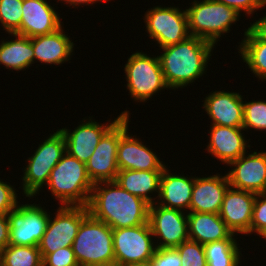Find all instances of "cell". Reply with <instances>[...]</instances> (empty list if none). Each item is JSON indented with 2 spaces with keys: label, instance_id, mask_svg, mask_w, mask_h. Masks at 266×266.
I'll return each instance as SVG.
<instances>
[{
  "label": "cell",
  "instance_id": "obj_12",
  "mask_svg": "<svg viewBox=\"0 0 266 266\" xmlns=\"http://www.w3.org/2000/svg\"><path fill=\"white\" fill-rule=\"evenodd\" d=\"M40 204H18L7 216L9 219V244L38 247L50 218Z\"/></svg>",
  "mask_w": 266,
  "mask_h": 266
},
{
  "label": "cell",
  "instance_id": "obj_32",
  "mask_svg": "<svg viewBox=\"0 0 266 266\" xmlns=\"http://www.w3.org/2000/svg\"><path fill=\"white\" fill-rule=\"evenodd\" d=\"M181 266H207L204 245L198 242L187 240L178 247Z\"/></svg>",
  "mask_w": 266,
  "mask_h": 266
},
{
  "label": "cell",
  "instance_id": "obj_27",
  "mask_svg": "<svg viewBox=\"0 0 266 266\" xmlns=\"http://www.w3.org/2000/svg\"><path fill=\"white\" fill-rule=\"evenodd\" d=\"M245 62L259 80H266V40L259 39L249 28L244 32V39L238 46Z\"/></svg>",
  "mask_w": 266,
  "mask_h": 266
},
{
  "label": "cell",
  "instance_id": "obj_22",
  "mask_svg": "<svg viewBox=\"0 0 266 266\" xmlns=\"http://www.w3.org/2000/svg\"><path fill=\"white\" fill-rule=\"evenodd\" d=\"M168 169L167 166L163 169L160 178V193L155 202L165 208L186 211L187 213L190 208L195 177L188 178L184 175L181 176V174H173Z\"/></svg>",
  "mask_w": 266,
  "mask_h": 266
},
{
  "label": "cell",
  "instance_id": "obj_30",
  "mask_svg": "<svg viewBox=\"0 0 266 266\" xmlns=\"http://www.w3.org/2000/svg\"><path fill=\"white\" fill-rule=\"evenodd\" d=\"M23 0H0V23L7 33L20 34Z\"/></svg>",
  "mask_w": 266,
  "mask_h": 266
},
{
  "label": "cell",
  "instance_id": "obj_7",
  "mask_svg": "<svg viewBox=\"0 0 266 266\" xmlns=\"http://www.w3.org/2000/svg\"><path fill=\"white\" fill-rule=\"evenodd\" d=\"M124 71L126 88L134 101L147 102L154 94L169 89L158 56L137 51L128 58Z\"/></svg>",
  "mask_w": 266,
  "mask_h": 266
},
{
  "label": "cell",
  "instance_id": "obj_9",
  "mask_svg": "<svg viewBox=\"0 0 266 266\" xmlns=\"http://www.w3.org/2000/svg\"><path fill=\"white\" fill-rule=\"evenodd\" d=\"M144 15L148 36L157 41L160 48L177 44L190 36L186 9L181 11L179 7L160 5L147 10Z\"/></svg>",
  "mask_w": 266,
  "mask_h": 266
},
{
  "label": "cell",
  "instance_id": "obj_13",
  "mask_svg": "<svg viewBox=\"0 0 266 266\" xmlns=\"http://www.w3.org/2000/svg\"><path fill=\"white\" fill-rule=\"evenodd\" d=\"M148 223L153 237L158 238L156 248H176L189 240L186 212L165 208L155 202L149 206Z\"/></svg>",
  "mask_w": 266,
  "mask_h": 266
},
{
  "label": "cell",
  "instance_id": "obj_21",
  "mask_svg": "<svg viewBox=\"0 0 266 266\" xmlns=\"http://www.w3.org/2000/svg\"><path fill=\"white\" fill-rule=\"evenodd\" d=\"M230 187L227 174L210 175L208 177H196L192 190V198L188 212H207L218 214L222 202Z\"/></svg>",
  "mask_w": 266,
  "mask_h": 266
},
{
  "label": "cell",
  "instance_id": "obj_16",
  "mask_svg": "<svg viewBox=\"0 0 266 266\" xmlns=\"http://www.w3.org/2000/svg\"><path fill=\"white\" fill-rule=\"evenodd\" d=\"M256 194L229 187L219 212L234 234L251 235V221Z\"/></svg>",
  "mask_w": 266,
  "mask_h": 266
},
{
  "label": "cell",
  "instance_id": "obj_29",
  "mask_svg": "<svg viewBox=\"0 0 266 266\" xmlns=\"http://www.w3.org/2000/svg\"><path fill=\"white\" fill-rule=\"evenodd\" d=\"M1 266H43L38 247L9 244L1 250Z\"/></svg>",
  "mask_w": 266,
  "mask_h": 266
},
{
  "label": "cell",
  "instance_id": "obj_31",
  "mask_svg": "<svg viewBox=\"0 0 266 266\" xmlns=\"http://www.w3.org/2000/svg\"><path fill=\"white\" fill-rule=\"evenodd\" d=\"M244 130H266V101H244L243 127Z\"/></svg>",
  "mask_w": 266,
  "mask_h": 266
},
{
  "label": "cell",
  "instance_id": "obj_42",
  "mask_svg": "<svg viewBox=\"0 0 266 266\" xmlns=\"http://www.w3.org/2000/svg\"><path fill=\"white\" fill-rule=\"evenodd\" d=\"M0 266H1V250H0Z\"/></svg>",
  "mask_w": 266,
  "mask_h": 266
},
{
  "label": "cell",
  "instance_id": "obj_23",
  "mask_svg": "<svg viewBox=\"0 0 266 266\" xmlns=\"http://www.w3.org/2000/svg\"><path fill=\"white\" fill-rule=\"evenodd\" d=\"M62 28L63 26L51 34L30 38L34 51V63L38 60L42 64L61 65L71 60L74 43Z\"/></svg>",
  "mask_w": 266,
  "mask_h": 266
},
{
  "label": "cell",
  "instance_id": "obj_37",
  "mask_svg": "<svg viewBox=\"0 0 266 266\" xmlns=\"http://www.w3.org/2000/svg\"><path fill=\"white\" fill-rule=\"evenodd\" d=\"M234 8L238 13L253 14L256 10L265 7L263 0H214Z\"/></svg>",
  "mask_w": 266,
  "mask_h": 266
},
{
  "label": "cell",
  "instance_id": "obj_15",
  "mask_svg": "<svg viewBox=\"0 0 266 266\" xmlns=\"http://www.w3.org/2000/svg\"><path fill=\"white\" fill-rule=\"evenodd\" d=\"M129 111H123L110 124H99L92 117L88 121L85 118L71 132L67 128H62L66 142V152L77 158L79 161L86 163L93 154L96 146L100 142L102 136L122 117L129 116Z\"/></svg>",
  "mask_w": 266,
  "mask_h": 266
},
{
  "label": "cell",
  "instance_id": "obj_41",
  "mask_svg": "<svg viewBox=\"0 0 266 266\" xmlns=\"http://www.w3.org/2000/svg\"><path fill=\"white\" fill-rule=\"evenodd\" d=\"M127 266H153V264H152L151 260H148V261H144V262H140V263L130 264Z\"/></svg>",
  "mask_w": 266,
  "mask_h": 266
},
{
  "label": "cell",
  "instance_id": "obj_5",
  "mask_svg": "<svg viewBox=\"0 0 266 266\" xmlns=\"http://www.w3.org/2000/svg\"><path fill=\"white\" fill-rule=\"evenodd\" d=\"M190 36H195L216 45L224 33L239 21L241 16L234 8L214 0H194L186 9Z\"/></svg>",
  "mask_w": 266,
  "mask_h": 266
},
{
  "label": "cell",
  "instance_id": "obj_3",
  "mask_svg": "<svg viewBox=\"0 0 266 266\" xmlns=\"http://www.w3.org/2000/svg\"><path fill=\"white\" fill-rule=\"evenodd\" d=\"M93 186L86 164L67 152L52 169L47 183L60 206H87Z\"/></svg>",
  "mask_w": 266,
  "mask_h": 266
},
{
  "label": "cell",
  "instance_id": "obj_33",
  "mask_svg": "<svg viewBox=\"0 0 266 266\" xmlns=\"http://www.w3.org/2000/svg\"><path fill=\"white\" fill-rule=\"evenodd\" d=\"M266 240V193L256 194L251 221V234Z\"/></svg>",
  "mask_w": 266,
  "mask_h": 266
},
{
  "label": "cell",
  "instance_id": "obj_26",
  "mask_svg": "<svg viewBox=\"0 0 266 266\" xmlns=\"http://www.w3.org/2000/svg\"><path fill=\"white\" fill-rule=\"evenodd\" d=\"M15 39L1 41L0 65L9 70H26L34 64V51L29 37L18 33H9Z\"/></svg>",
  "mask_w": 266,
  "mask_h": 266
},
{
  "label": "cell",
  "instance_id": "obj_38",
  "mask_svg": "<svg viewBox=\"0 0 266 266\" xmlns=\"http://www.w3.org/2000/svg\"><path fill=\"white\" fill-rule=\"evenodd\" d=\"M10 226L7 215H0V250L9 245Z\"/></svg>",
  "mask_w": 266,
  "mask_h": 266
},
{
  "label": "cell",
  "instance_id": "obj_40",
  "mask_svg": "<svg viewBox=\"0 0 266 266\" xmlns=\"http://www.w3.org/2000/svg\"><path fill=\"white\" fill-rule=\"evenodd\" d=\"M60 2V1H62V3H63V1L65 2V3H67V4H69L70 6H73L74 8L76 7V6H82V5H92L93 3H97V2H106V1H109V0H57V2Z\"/></svg>",
  "mask_w": 266,
  "mask_h": 266
},
{
  "label": "cell",
  "instance_id": "obj_14",
  "mask_svg": "<svg viewBox=\"0 0 266 266\" xmlns=\"http://www.w3.org/2000/svg\"><path fill=\"white\" fill-rule=\"evenodd\" d=\"M229 166H232L227 173L230 187L255 194L266 193V152H246Z\"/></svg>",
  "mask_w": 266,
  "mask_h": 266
},
{
  "label": "cell",
  "instance_id": "obj_24",
  "mask_svg": "<svg viewBox=\"0 0 266 266\" xmlns=\"http://www.w3.org/2000/svg\"><path fill=\"white\" fill-rule=\"evenodd\" d=\"M189 240L206 244L223 239H235L234 234L221 219L219 213L188 212Z\"/></svg>",
  "mask_w": 266,
  "mask_h": 266
},
{
  "label": "cell",
  "instance_id": "obj_35",
  "mask_svg": "<svg viewBox=\"0 0 266 266\" xmlns=\"http://www.w3.org/2000/svg\"><path fill=\"white\" fill-rule=\"evenodd\" d=\"M17 195L14 186L0 180V215H7L18 206Z\"/></svg>",
  "mask_w": 266,
  "mask_h": 266
},
{
  "label": "cell",
  "instance_id": "obj_39",
  "mask_svg": "<svg viewBox=\"0 0 266 266\" xmlns=\"http://www.w3.org/2000/svg\"><path fill=\"white\" fill-rule=\"evenodd\" d=\"M259 39L266 40V15L248 27Z\"/></svg>",
  "mask_w": 266,
  "mask_h": 266
},
{
  "label": "cell",
  "instance_id": "obj_19",
  "mask_svg": "<svg viewBox=\"0 0 266 266\" xmlns=\"http://www.w3.org/2000/svg\"><path fill=\"white\" fill-rule=\"evenodd\" d=\"M243 96L237 92L214 91L204 98L203 108L211 125L243 127Z\"/></svg>",
  "mask_w": 266,
  "mask_h": 266
},
{
  "label": "cell",
  "instance_id": "obj_28",
  "mask_svg": "<svg viewBox=\"0 0 266 266\" xmlns=\"http://www.w3.org/2000/svg\"><path fill=\"white\" fill-rule=\"evenodd\" d=\"M238 245L236 239H223L204 244L207 266H239L242 254Z\"/></svg>",
  "mask_w": 266,
  "mask_h": 266
},
{
  "label": "cell",
  "instance_id": "obj_6",
  "mask_svg": "<svg viewBox=\"0 0 266 266\" xmlns=\"http://www.w3.org/2000/svg\"><path fill=\"white\" fill-rule=\"evenodd\" d=\"M65 152L66 142L60 129L50 134L41 145L39 144L34 154L27 159L28 165L21 176L22 190L26 197H35L43 185H47L52 169Z\"/></svg>",
  "mask_w": 266,
  "mask_h": 266
},
{
  "label": "cell",
  "instance_id": "obj_34",
  "mask_svg": "<svg viewBox=\"0 0 266 266\" xmlns=\"http://www.w3.org/2000/svg\"><path fill=\"white\" fill-rule=\"evenodd\" d=\"M43 266H79L72 246L59 248L50 254H41Z\"/></svg>",
  "mask_w": 266,
  "mask_h": 266
},
{
  "label": "cell",
  "instance_id": "obj_17",
  "mask_svg": "<svg viewBox=\"0 0 266 266\" xmlns=\"http://www.w3.org/2000/svg\"><path fill=\"white\" fill-rule=\"evenodd\" d=\"M127 129L121 136L117 151L119 170L163 171L166 167L156 154L141 139L128 134Z\"/></svg>",
  "mask_w": 266,
  "mask_h": 266
},
{
  "label": "cell",
  "instance_id": "obj_1",
  "mask_svg": "<svg viewBox=\"0 0 266 266\" xmlns=\"http://www.w3.org/2000/svg\"><path fill=\"white\" fill-rule=\"evenodd\" d=\"M149 206L144 199L132 195L116 181L95 183L89 198V214L112 229L148 223Z\"/></svg>",
  "mask_w": 266,
  "mask_h": 266
},
{
  "label": "cell",
  "instance_id": "obj_18",
  "mask_svg": "<svg viewBox=\"0 0 266 266\" xmlns=\"http://www.w3.org/2000/svg\"><path fill=\"white\" fill-rule=\"evenodd\" d=\"M58 12L47 0H23L20 34L29 38L47 35L61 28Z\"/></svg>",
  "mask_w": 266,
  "mask_h": 266
},
{
  "label": "cell",
  "instance_id": "obj_4",
  "mask_svg": "<svg viewBox=\"0 0 266 266\" xmlns=\"http://www.w3.org/2000/svg\"><path fill=\"white\" fill-rule=\"evenodd\" d=\"M79 266H115L113 229L88 214L72 243Z\"/></svg>",
  "mask_w": 266,
  "mask_h": 266
},
{
  "label": "cell",
  "instance_id": "obj_25",
  "mask_svg": "<svg viewBox=\"0 0 266 266\" xmlns=\"http://www.w3.org/2000/svg\"><path fill=\"white\" fill-rule=\"evenodd\" d=\"M163 171H138L119 170L116 182L132 195L144 199L147 203L154 204L160 193V178ZM158 193L156 198L151 197ZM151 194V195H150Z\"/></svg>",
  "mask_w": 266,
  "mask_h": 266
},
{
  "label": "cell",
  "instance_id": "obj_10",
  "mask_svg": "<svg viewBox=\"0 0 266 266\" xmlns=\"http://www.w3.org/2000/svg\"><path fill=\"white\" fill-rule=\"evenodd\" d=\"M149 223L113 229L115 266H127L151 260L156 250Z\"/></svg>",
  "mask_w": 266,
  "mask_h": 266
},
{
  "label": "cell",
  "instance_id": "obj_11",
  "mask_svg": "<svg viewBox=\"0 0 266 266\" xmlns=\"http://www.w3.org/2000/svg\"><path fill=\"white\" fill-rule=\"evenodd\" d=\"M89 214L87 206H60L55 217L49 218L46 231L39 242L41 254H50L59 248L70 247L83 219Z\"/></svg>",
  "mask_w": 266,
  "mask_h": 266
},
{
  "label": "cell",
  "instance_id": "obj_36",
  "mask_svg": "<svg viewBox=\"0 0 266 266\" xmlns=\"http://www.w3.org/2000/svg\"><path fill=\"white\" fill-rule=\"evenodd\" d=\"M151 261L153 266H181V257L176 248H156Z\"/></svg>",
  "mask_w": 266,
  "mask_h": 266
},
{
  "label": "cell",
  "instance_id": "obj_2",
  "mask_svg": "<svg viewBox=\"0 0 266 266\" xmlns=\"http://www.w3.org/2000/svg\"><path fill=\"white\" fill-rule=\"evenodd\" d=\"M215 45L195 36L161 48L159 61L169 89L187 87L206 74Z\"/></svg>",
  "mask_w": 266,
  "mask_h": 266
},
{
  "label": "cell",
  "instance_id": "obj_20",
  "mask_svg": "<svg viewBox=\"0 0 266 266\" xmlns=\"http://www.w3.org/2000/svg\"><path fill=\"white\" fill-rule=\"evenodd\" d=\"M242 131L246 130L242 127L210 125V139L205 150L222 163L229 165L251 147Z\"/></svg>",
  "mask_w": 266,
  "mask_h": 266
},
{
  "label": "cell",
  "instance_id": "obj_8",
  "mask_svg": "<svg viewBox=\"0 0 266 266\" xmlns=\"http://www.w3.org/2000/svg\"><path fill=\"white\" fill-rule=\"evenodd\" d=\"M129 116H122L101 138L93 154L85 163L93 184L115 181L119 168L117 151L122 134L129 128Z\"/></svg>",
  "mask_w": 266,
  "mask_h": 266
}]
</instances>
